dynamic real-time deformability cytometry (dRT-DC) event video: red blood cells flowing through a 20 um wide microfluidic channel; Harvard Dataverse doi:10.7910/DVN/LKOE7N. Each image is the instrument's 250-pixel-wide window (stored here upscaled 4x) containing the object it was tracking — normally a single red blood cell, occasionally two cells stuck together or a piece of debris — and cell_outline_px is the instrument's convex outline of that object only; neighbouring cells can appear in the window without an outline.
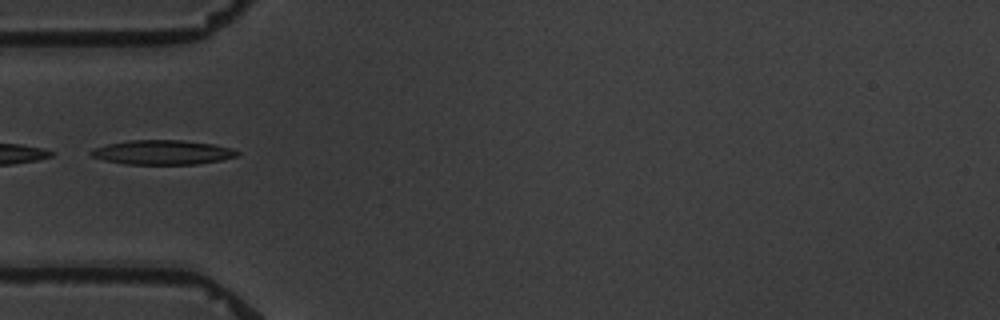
{"species": "common noctule bat (a hibernating species)", "species_latin": "Nyctalus noctula", "temperature_condition": "warm", "stored_images_in_passage": 5, "camera_frame_rate_fps": 3000, "um_per_image_px": 0.085, "animal": {"sex": "male", "body_mass_g": 19.5, "forearm_length_mm": 54.6}, "frame": {"image": 1, "passage_image": 1, "time_ms": 0.0, "image_size_px": [1000, 320], "cell_outline_px": [[240, 152], [236, 156], [220, 160], [196, 164], [124, 164], [104, 160], [92, 156], [88, 152], [92, 148], [108, 144], [128, 140], [180, 140], [212, 144], [232, 148]], "centroid_in_image_um": [13.77, 12.95], "position_along_channel_um": 71.2, "area_um2": 20.75}}
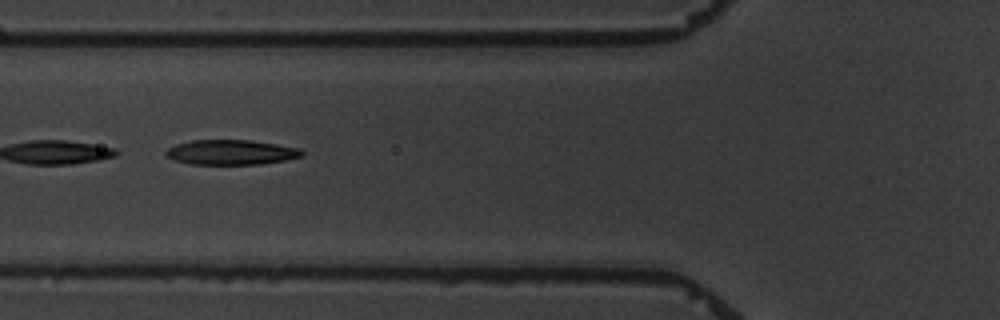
{"frame": {"image": 2, "passage_image": 2, "time_ms": 1.0, "image_size_px": [1000, 320], "cell_outline_px": [[304, 156], [284, 160], [260, 164], [188, 164], [172, 160], [164, 156], [164, 152], [168, 148], [176, 144], [192, 140], [252, 140], [300, 148], [304, 152]], "centroid_in_image_um": [19.6, 12.94], "position_along_channel_um": 106.2, "area_um2": 19.94}}
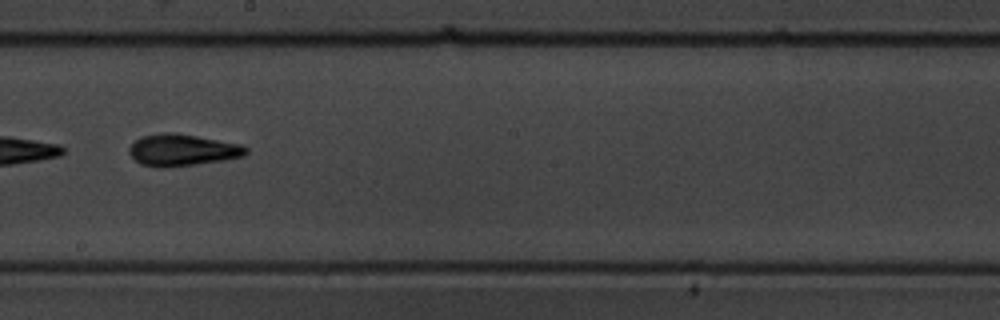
{"frame": {"image": 3, "passage_image": 5, "time_ms": 4.667, "image_size_px": [1000, 320], "cell_outline_px": [[248, 152], [244, 156], [224, 160], [196, 164], [160, 168], [140, 164], [128, 152], [128, 148], [136, 140], [144, 136], [168, 132], [172, 132], [196, 136], [240, 144], [248, 148]], "centroid_in_image_um": [15.5, 12.76], "position_along_channel_um": 232.7, "area_um2": 21.39}}